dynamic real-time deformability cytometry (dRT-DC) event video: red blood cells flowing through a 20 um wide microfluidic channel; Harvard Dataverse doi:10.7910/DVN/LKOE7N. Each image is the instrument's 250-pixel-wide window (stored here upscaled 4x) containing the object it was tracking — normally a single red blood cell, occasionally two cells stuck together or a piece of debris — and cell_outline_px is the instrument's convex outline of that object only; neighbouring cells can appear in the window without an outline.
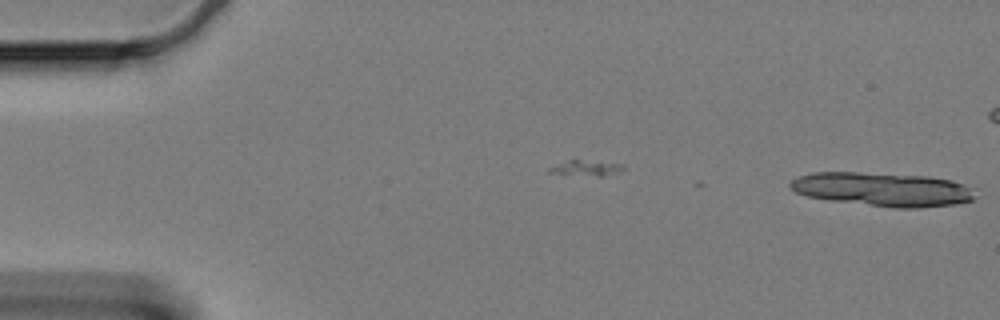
{"species": "Egyptian fruit bat (a non-hibernating species)", "species_latin": "Rousettus aegyptiacus", "temperature_condition": "cold", "stored_images_in_passage": 7, "camera_frame_rate_fps": 3000, "um_per_image_px": 0.085, "animal": {"sex": "female"}, "frame": {"image": 1, "passage_image": 7, "time_ms": 2.0, "image_size_px": [1000, 320], "cell_outline_px": [[972, 200], [952, 204], [920, 208], [892, 208], [832, 200], [808, 196], [796, 192], [788, 188], [788, 184], [796, 176], [812, 172], [860, 172], [928, 176], [952, 180], [964, 184], [972, 188]], "centroid_in_image_um": [74.97, 16.08], "position_along_channel_um": 10.0, "area_um2": 36.41}}